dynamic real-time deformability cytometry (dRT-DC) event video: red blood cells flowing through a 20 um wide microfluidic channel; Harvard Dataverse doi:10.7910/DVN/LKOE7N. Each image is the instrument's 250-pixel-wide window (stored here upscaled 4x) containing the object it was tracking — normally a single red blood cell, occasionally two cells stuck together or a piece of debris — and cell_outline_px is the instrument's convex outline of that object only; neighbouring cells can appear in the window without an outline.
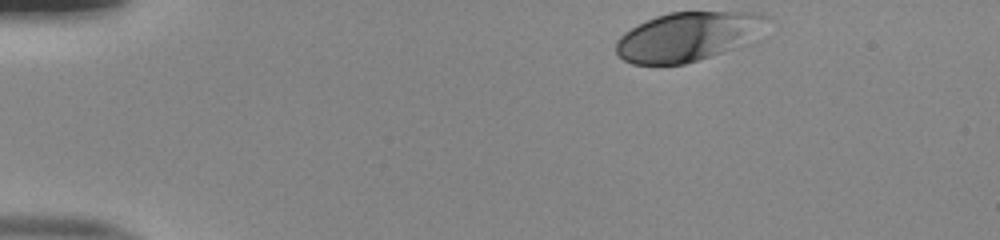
{"species": "human", "species_latin": "Homo sapiens", "temperature_condition": "room temperature", "stored_images_in_passage": 36, "camera_frame_rate_fps": 3000, "um_per_image_px": 0.085, "donor": {"sex": "male"}, "frame": {"image": 1, "passage_image": 1, "time_ms": 0.0, "image_size_px": [1000, 240], "cell_outline_px": [[768, 20], [748, 44], [724, 52], [684, 64], [632, 64], [624, 60], [616, 52], [616, 40], [624, 32], [656, 16], [668, 12], [764, 12], [768, 16]], "centroid_in_image_um": [58.48, 3.1], "position_along_channel_um": 26.5, "area_um2": 43.0}}
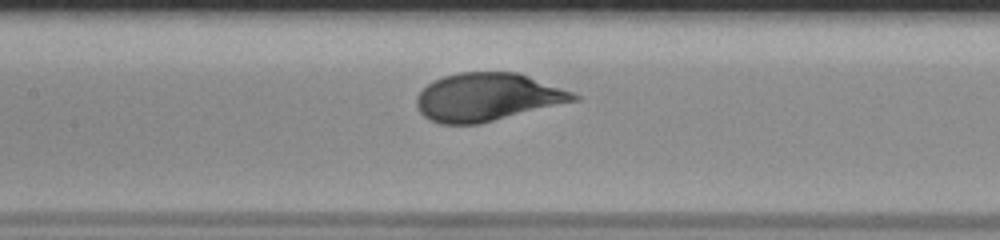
{"frame": {"image": 2, "passage_image": 18, "time_ms": 5.667, "image_size_px": [1000, 240], "cell_outline_px": [[580, 100], [480, 124], [440, 124], [428, 120], [416, 108], [416, 96], [432, 80], [444, 76], [460, 72], [516, 72], [528, 76], [572, 92], [580, 96]], "centroid_in_image_um": [41.4, 8.27], "position_along_channel_um": 166.0, "area_um2": 44.04}}
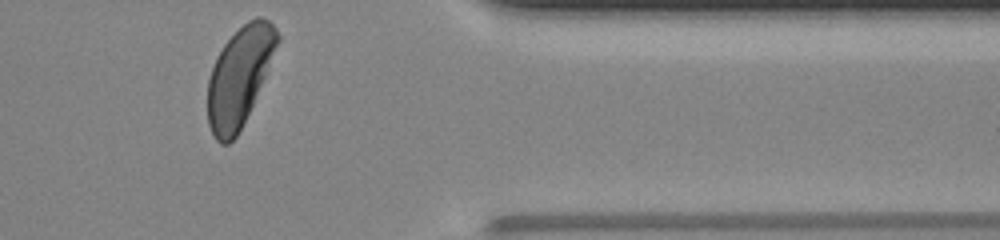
{"frame": {"image": 3, "passage_image": 36, "time_ms": 11.667, "image_size_px": [1000, 240], "cell_outline_px": [[280, 40], [252, 104], [236, 136], [228, 144], [220, 144], [216, 140], [208, 124], [208, 80], [216, 56], [224, 44], [248, 20], [256, 16], [260, 16], [268, 20], [276, 28], [280, 36]], "centroid_in_image_um": [20.34, 6.48], "position_along_channel_um": 391.1, "area_um2": 39.36}, "authors_computed_cell_mechanics": {"area_um2": 43.8413, "velocity_mm_per_s": 3.9833, "shape_relaxation_time_tau1_ms": 2.2107, "shape_relaxation_time_tau2_ms": null, "deformation_change_tau1": 0.1647, "deformation_change_tau2": null}}